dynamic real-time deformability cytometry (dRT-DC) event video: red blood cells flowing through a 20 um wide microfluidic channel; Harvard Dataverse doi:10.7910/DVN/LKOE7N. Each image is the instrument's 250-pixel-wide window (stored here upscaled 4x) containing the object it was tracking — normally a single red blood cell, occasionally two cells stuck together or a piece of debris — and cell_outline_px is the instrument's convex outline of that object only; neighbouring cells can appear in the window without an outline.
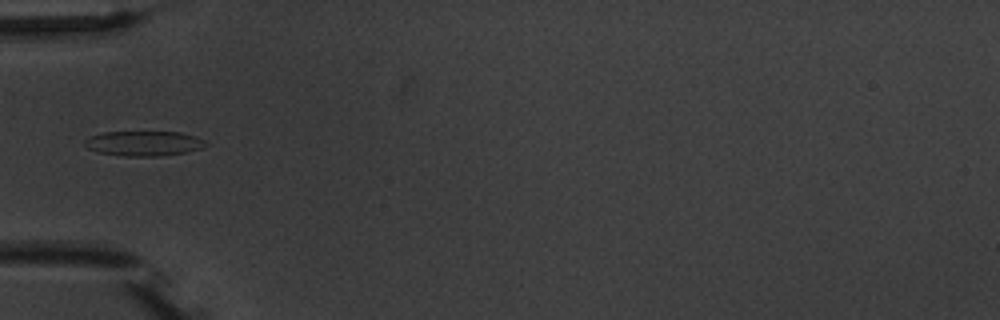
{"species": "common noctule bat (a hibernating species)", "species_latin": "Nyctalus noctula", "temperature_condition": "warm", "stored_images_in_passage": 8, "camera_frame_rate_fps": 3000, "um_per_image_px": 0.085, "animal": {"sex": "male", "body_mass_g": 20.1, "forearm_length_mm": 53.5}, "frame": {"image": 1, "passage_image": 5, "time_ms": 5.0, "image_size_px": [1000, 320], "cell_outline_px": [[208, 144], [204, 148], [184, 152], [160, 156], [124, 156], [96, 152], [88, 148], [84, 144], [84, 140], [92, 136], [104, 132], [180, 132], [196, 136], [204, 140]], "centroid_in_image_um": [12.24, 12.19], "position_along_channel_um": 72.8, "area_um2": 17.57}}
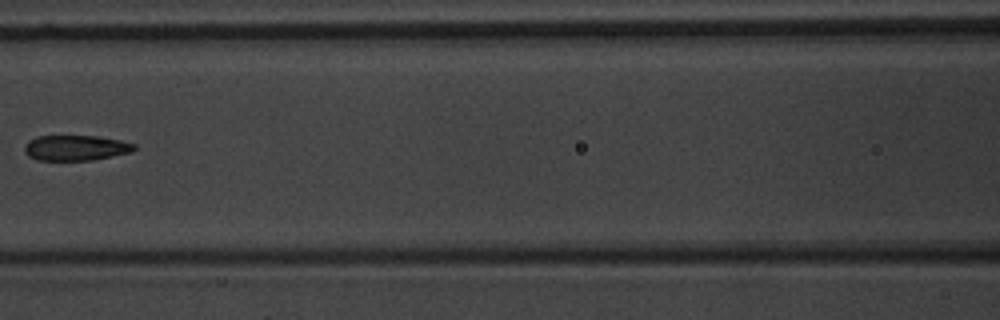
{"frame": {"image": 2, "passage_image": 7, "time_ms": 7.333, "image_size_px": [1000, 320], "cell_outline_px": [[136, 148], [132, 152], [92, 160], [36, 160], [28, 156], [24, 152], [24, 144], [28, 140], [36, 136], [96, 136], [120, 140], [136, 144]], "centroid_in_image_um": [6.41, 12.56], "position_along_channel_um": 160.2, "area_um2": 16.36}}
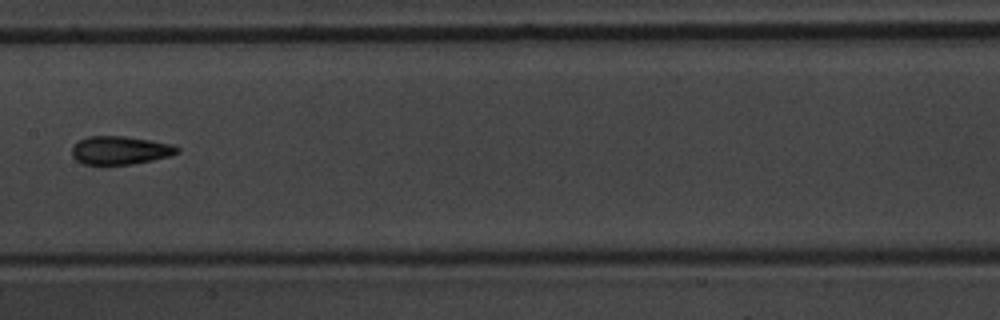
{"frame": {"image": 3, "passage_image": 8, "time_ms": 8.333, "image_size_px": [1000, 320], "cell_outline_px": [[180, 152], [172, 156], [132, 164], [84, 164], [76, 160], [72, 156], [72, 148], [80, 140], [88, 136], [124, 136], [172, 144], [180, 148]], "centroid_in_image_um": [10.25, 12.78], "position_along_channel_um": 197.2, "area_um2": 17.28}}